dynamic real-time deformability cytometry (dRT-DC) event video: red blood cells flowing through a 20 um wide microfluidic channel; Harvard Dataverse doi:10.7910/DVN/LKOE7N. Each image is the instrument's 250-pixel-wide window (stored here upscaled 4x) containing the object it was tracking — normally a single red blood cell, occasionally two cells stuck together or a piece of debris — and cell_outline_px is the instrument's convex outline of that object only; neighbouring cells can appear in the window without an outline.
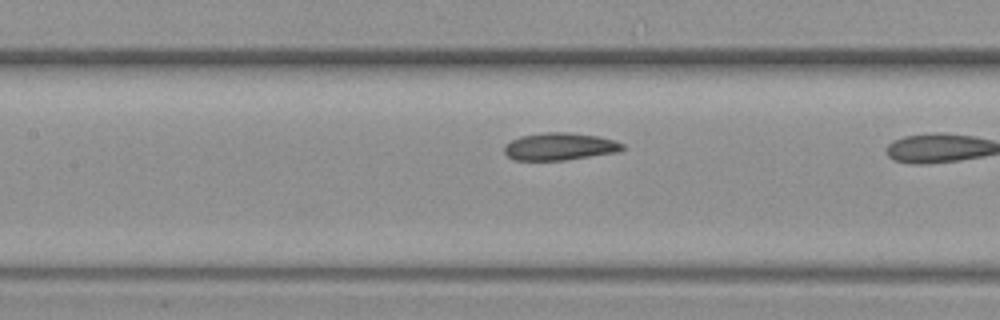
{"species": "common noctule bat (a hibernating species)", "species_latin": "Nyctalus noctula", "temperature_condition": "warm", "stored_images_in_passage": 8, "segment_of_instrument_passage": [2, 2], "camera_frame_rate_fps": 3000, "um_per_image_px": 0.085, "animal": {"sex": "female", "body_mass_g": 19.3, "forearm_length_mm": 54.1}, "frame": {"image": 1, "passage_image": 8, "time_ms": 2.333, "image_size_px": [1000, 320], "cell_outline_px": [[624, 148], [620, 152], [564, 160], [512, 160], [504, 152], [504, 148], [512, 140], [520, 136], [544, 132], [568, 132], [596, 136], [612, 140], [624, 144]], "centroid_in_image_um": [47.58, 12.46], "position_along_channel_um": 159.8, "area_um2": 18.79}}